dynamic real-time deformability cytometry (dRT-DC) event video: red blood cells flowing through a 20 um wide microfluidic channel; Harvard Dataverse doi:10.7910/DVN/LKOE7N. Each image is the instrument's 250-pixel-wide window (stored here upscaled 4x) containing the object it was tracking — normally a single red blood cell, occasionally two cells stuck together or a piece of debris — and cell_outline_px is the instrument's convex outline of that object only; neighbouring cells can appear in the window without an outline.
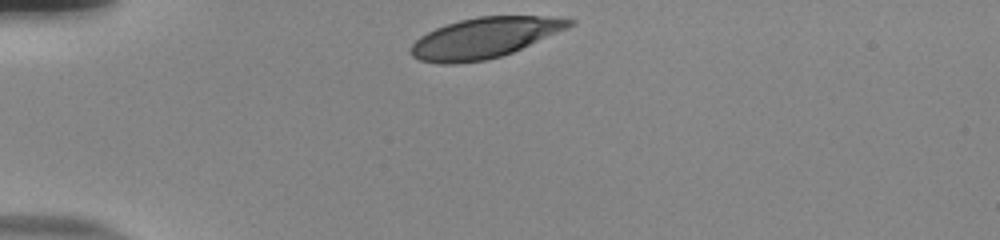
{"species": "human", "species_latin": "Homo sapiens", "temperature_condition": "room temperature", "stored_images_in_passage": 32, "camera_frame_rate_fps": 3000, "um_per_image_px": 0.085, "donor": {"sex": "male"}, "frame": {"image": 1, "passage_image": 1, "time_ms": 0.0, "image_size_px": [1000, 240], "cell_outline_px": [[576, 24], [568, 28], [512, 52], [500, 56], [484, 60], [456, 64], [440, 64], [420, 60], [412, 56], [408, 52], [408, 48], [420, 36], [436, 28], [460, 20], [480, 16], [560, 16], [576, 20]], "centroid_in_image_um": [41.2, 3.21], "position_along_channel_um": 43.8, "area_um2": 37.45}}
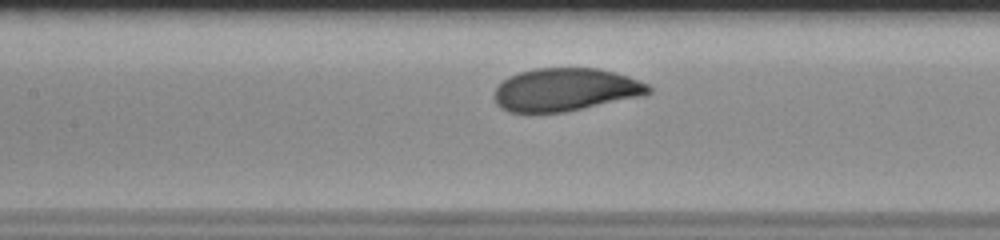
{"frame": {"image": 2, "passage_image": 13, "time_ms": 4.0, "image_size_px": [1000, 240], "cell_outline_px": [[652, 92], [644, 96], [564, 112], [508, 112], [500, 108], [496, 104], [492, 96], [496, 88], [508, 76], [520, 72], [536, 68], [600, 68], [628, 76], [648, 84], [652, 88]], "centroid_in_image_um": [48.06, 7.62], "position_along_channel_um": 159.3, "area_um2": 38.84}}
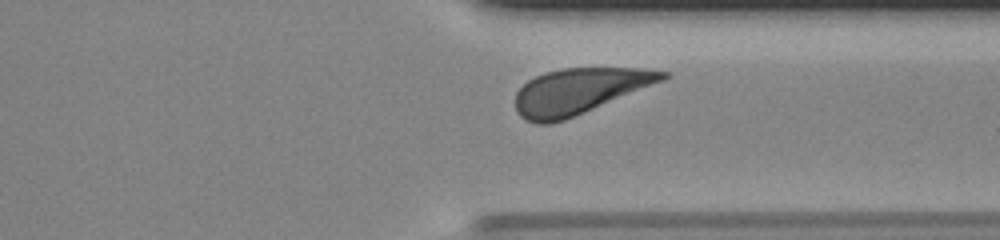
{"frame": {"image": 3, "passage_image": 29, "time_ms": 9.333, "image_size_px": [1000, 240], "cell_outline_px": [[668, 76], [664, 80], [564, 120], [548, 124], [536, 124], [524, 120], [516, 112], [516, 92], [528, 80], [544, 72], [564, 68], [640, 68], [668, 72]], "centroid_in_image_um": [49.18, 7.75], "position_along_channel_um": 362.2, "area_um2": 38.78}, "authors_computed_cell_mechanics": {"area_um2": 39.304, "velocity_mm_per_s": 3.802, "shape_relaxation_time_tau1_ms": 3.4025, "shape_relaxation_time_tau2_ms": null, "deformation_change_tau1": 0.168, "deformation_change_tau2": null}}